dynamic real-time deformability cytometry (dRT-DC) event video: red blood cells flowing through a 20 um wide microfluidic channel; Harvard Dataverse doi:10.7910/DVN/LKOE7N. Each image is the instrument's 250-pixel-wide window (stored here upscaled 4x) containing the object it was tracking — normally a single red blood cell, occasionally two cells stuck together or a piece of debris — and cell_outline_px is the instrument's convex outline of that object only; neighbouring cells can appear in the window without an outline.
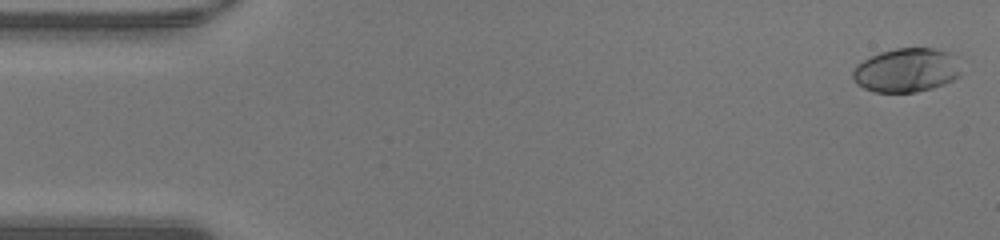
{"species": "human", "species_latin": "Homo sapiens", "temperature_condition": "warm", "stored_images_in_passage": 48, "camera_frame_rate_fps": 3000, "um_per_image_px": 0.085, "donor": {"sex": "male"}, "frame": {"image": 1, "passage_image": 1, "time_ms": 0.0, "image_size_px": [1000, 240], "cell_outline_px": [[960, 76], [944, 84], [932, 88], [916, 92], [876, 92], [864, 88], [856, 84], [852, 76], [852, 72], [856, 64], [880, 52], [896, 48], [932, 48], [948, 52], [960, 72]], "centroid_in_image_um": [76.98, 5.98], "position_along_channel_um": 8.0, "area_um2": 27.34}}
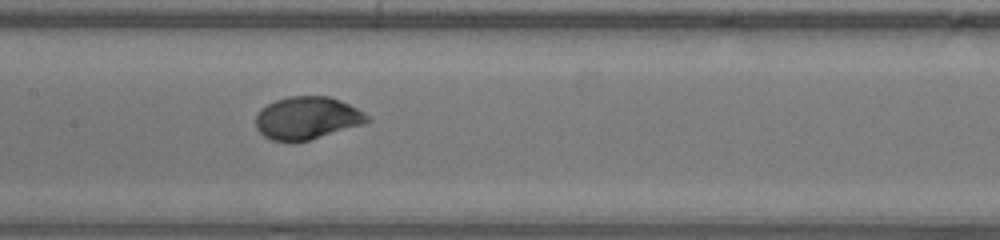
{"frame": {"image": 2, "passage_image": 23, "time_ms": 7.333, "image_size_px": [1000, 240], "cell_outline_px": [[372, 120], [360, 124], [308, 140], [272, 140], [264, 136], [256, 128], [256, 116], [260, 108], [276, 100], [288, 96], [332, 96], [364, 112]], "centroid_in_image_um": [26.07, 10.0], "position_along_channel_um": 181.3, "area_um2": 27.17}}
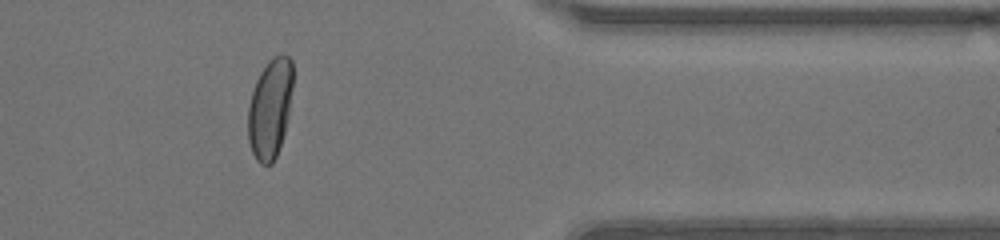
{"frame": {"image": 3, "passage_image": 39, "time_ms": 12.667, "image_size_px": [1000, 240], "cell_outline_px": [[292, 88], [288, 116], [284, 132], [276, 156], [272, 164], [260, 164], [256, 160], [252, 152], [248, 140], [248, 108], [252, 92], [256, 80], [260, 72], [268, 60], [272, 56], [280, 52], [284, 52], [292, 60]], "centroid_in_image_um": [22.95, 9.17], "position_along_channel_um": 388.5, "area_um2": 26.18}, "authors_computed_cell_mechanics": {"area_um2": 27.6573, "velocity_mm_per_s": 4.3172, "shape_relaxation_time_tau1_ms": 3.5343, "shape_relaxation_time_tau2_ms": null, "deformation_change_tau1": 0.2029, "deformation_change_tau2": null}}